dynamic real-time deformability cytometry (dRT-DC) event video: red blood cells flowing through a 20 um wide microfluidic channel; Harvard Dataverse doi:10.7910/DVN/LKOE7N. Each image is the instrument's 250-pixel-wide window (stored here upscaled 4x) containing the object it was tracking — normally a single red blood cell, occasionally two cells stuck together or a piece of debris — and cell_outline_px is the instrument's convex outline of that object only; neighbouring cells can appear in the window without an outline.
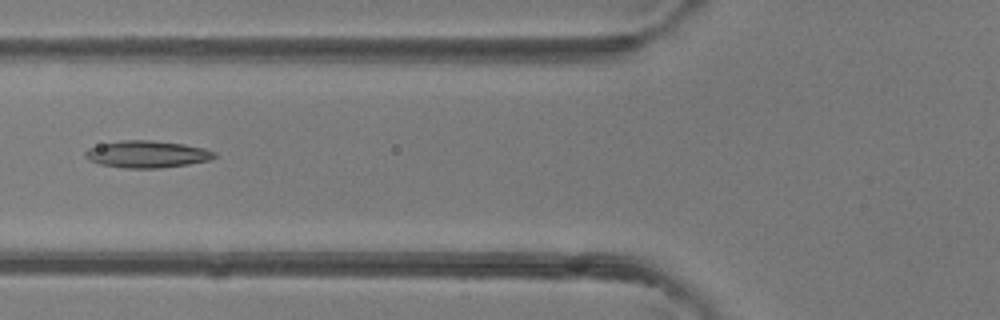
{"species": "common noctule bat (a hibernating species)", "species_latin": "Nyctalus noctula", "temperature_condition": "room temperature", "stored_images_in_passage": 5, "camera_frame_rate_fps": 3000, "um_per_image_px": 0.085, "animal": {"sex": "female"}, "frame": {"image": 1, "passage_image": 5, "time_ms": 4.333, "image_size_px": [1000, 320], "cell_outline_px": [[216, 156], [208, 160], [188, 164], [160, 168], [124, 168], [100, 164], [88, 160], [84, 156], [84, 152], [88, 148], [100, 144], [120, 140], [152, 140], [184, 144], [204, 148], [216, 152]], "centroid_in_image_um": [12.46, 13.1], "position_along_channel_um": 113.3, "area_um2": 20.4}}